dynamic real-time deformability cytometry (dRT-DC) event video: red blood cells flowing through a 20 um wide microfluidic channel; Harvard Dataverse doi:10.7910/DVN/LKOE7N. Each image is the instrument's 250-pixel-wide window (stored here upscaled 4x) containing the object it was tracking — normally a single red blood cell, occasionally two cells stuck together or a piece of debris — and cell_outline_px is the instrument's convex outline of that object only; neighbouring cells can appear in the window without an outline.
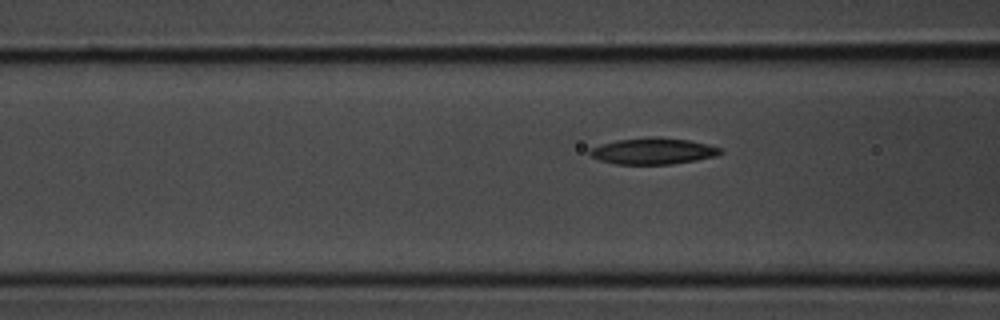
{"species": "common noctule bat (a hibernating species)", "species_latin": "Nyctalus noctula", "temperature_condition": "room temperature", "stored_images_in_passage": 4, "camera_frame_rate_fps": 3000, "um_per_image_px": 0.085, "animal": {"sex": "male", "body_mass_g": 20.1, "forearm_length_mm": 53.5}, "frame": {"image": 1, "passage_image": 4, "time_ms": 1.0, "image_size_px": [1000, 320], "cell_outline_px": [[724, 152], [716, 156], [696, 160], [672, 164], [616, 164], [600, 160], [592, 156], [588, 152], [588, 148], [600, 144], [616, 140], [688, 140], [708, 144], [720, 148]], "centroid_in_image_um": [55.5, 12.89], "position_along_channel_um": 111.1, "area_um2": 19.07}}